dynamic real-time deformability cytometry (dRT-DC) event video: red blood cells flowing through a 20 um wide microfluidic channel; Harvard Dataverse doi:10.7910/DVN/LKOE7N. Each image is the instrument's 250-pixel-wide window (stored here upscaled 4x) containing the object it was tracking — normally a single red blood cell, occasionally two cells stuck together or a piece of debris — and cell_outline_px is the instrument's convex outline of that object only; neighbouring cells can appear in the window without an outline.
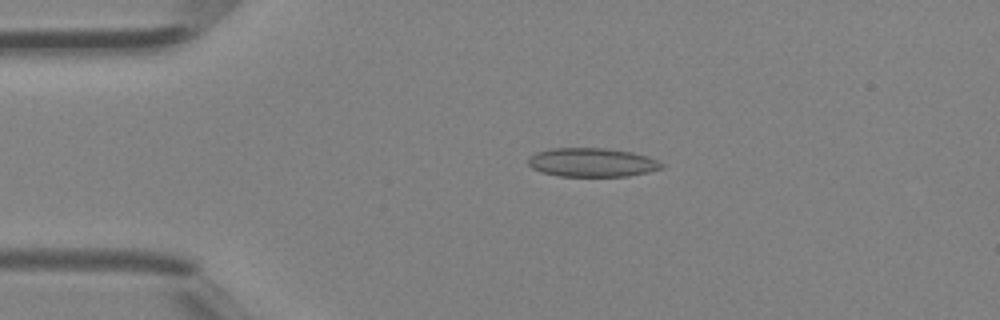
{"species": "Egyptian fruit bat (a non-hibernating species)", "species_latin": "Rousettus aegyptiacus", "temperature_condition": "room temperature", "stored_images_in_passage": 39, "camera_frame_rate_fps": 3000, "um_per_image_px": 0.085, "animal": {"sex": "female"}, "frame": {"image": 1, "passage_image": 7, "time_ms": 2.0, "image_size_px": [1000, 320], "cell_outline_px": [[664, 168], [648, 172], [628, 176], [560, 176], [540, 172], [532, 168], [528, 164], [528, 156], [536, 152], [552, 148], [608, 148], [632, 152], [648, 156], [664, 164]], "centroid_in_image_um": [50.32, 13.8], "position_along_channel_um": 34.7, "area_um2": 22.6}}
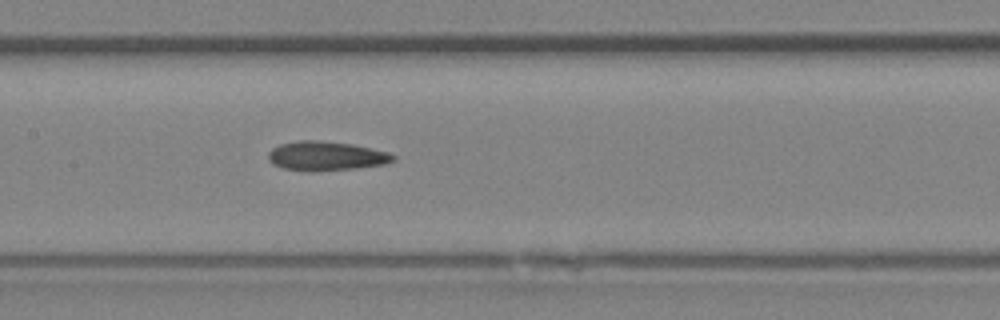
{"frame": {"image": 2, "passage_image": 18, "time_ms": 5.667, "image_size_px": [1000, 320], "cell_outline_px": [[396, 160], [384, 164], [356, 168], [284, 168], [268, 160], [268, 152], [272, 148], [280, 144], [296, 140], [320, 140], [352, 144], [372, 148], [388, 152], [396, 156]], "centroid_in_image_um": [27.77, 13.19], "position_along_channel_um": 179.6, "area_um2": 20.35}}
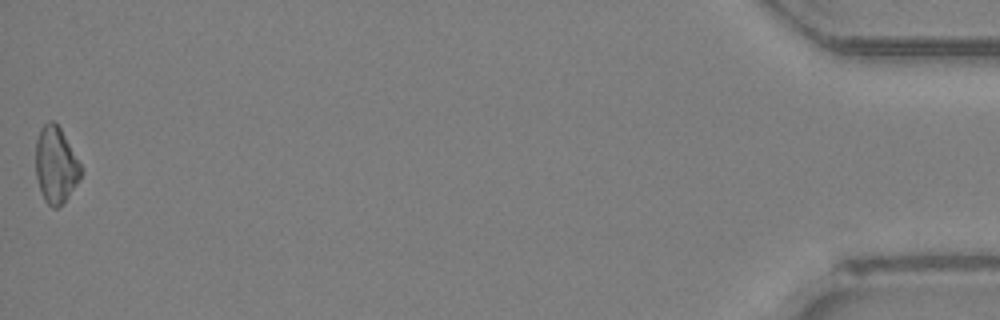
{"frame": {"image": 3, "passage_image": 39, "time_ms": 12.667, "image_size_px": [1000, 320], "cell_outline_px": [[84, 172], [80, 180], [68, 196], [56, 208], [52, 208], [44, 200], [36, 176], [36, 140], [40, 128], [48, 120], [52, 120], [60, 128], [80, 164]], "centroid_in_image_um": [4.74, 14.02], "position_along_channel_um": 430.5, "area_um2": 19.94}}